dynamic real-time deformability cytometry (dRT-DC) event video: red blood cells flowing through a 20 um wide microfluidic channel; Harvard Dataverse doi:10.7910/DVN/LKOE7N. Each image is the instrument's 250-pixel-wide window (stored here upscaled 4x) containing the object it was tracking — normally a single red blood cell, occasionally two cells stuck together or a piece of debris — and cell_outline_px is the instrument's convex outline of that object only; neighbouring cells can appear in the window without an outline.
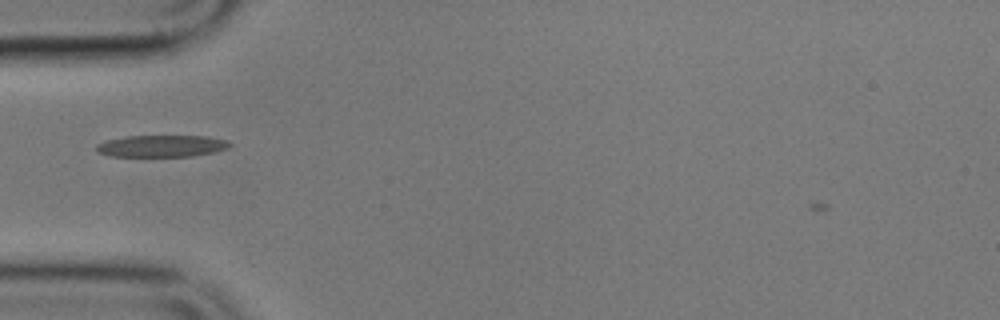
{"species": "common noctule bat (a hibernating species)", "species_latin": "Nyctalus noctula", "temperature_condition": "cold", "stored_images_in_passage": 40, "camera_frame_rate_fps": 3000, "um_per_image_px": 0.085, "animal": {"sex": "male", "body_mass_g": 17.9}, "frame": {"image": 1, "passage_image": 1, "time_ms": 0.0, "image_size_px": [1000, 320], "cell_outline_px": [[232, 144], [228, 148], [212, 152], [192, 156], [112, 156], [100, 152], [96, 148], [96, 144], [104, 140], [124, 136], [208, 136], [228, 140]], "centroid_in_image_um": [13.74, 12.4], "position_along_channel_um": 71.3, "area_um2": 16.94}}
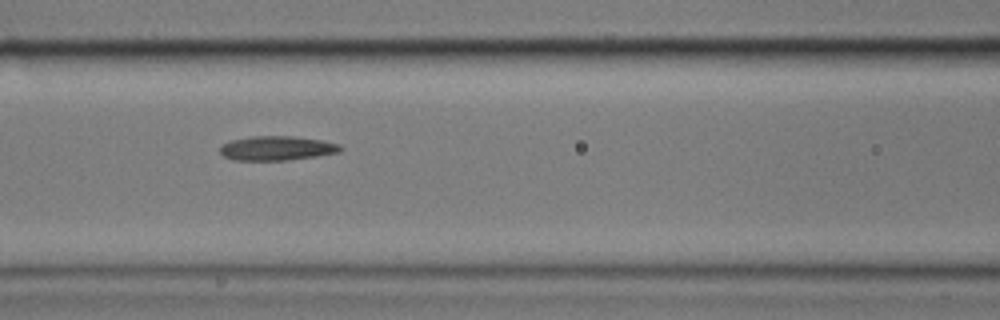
{"frame": {"image": 2, "passage_image": 7, "time_ms": 2.0, "image_size_px": [1000, 320], "cell_outline_px": [[344, 148], [340, 152], [316, 156], [288, 160], [232, 160], [224, 156], [220, 152], [220, 148], [228, 140], [252, 136], [292, 136], [320, 140], [340, 144]], "centroid_in_image_um": [23.53, 12.59], "position_along_channel_um": 143.1, "area_um2": 17.11}}
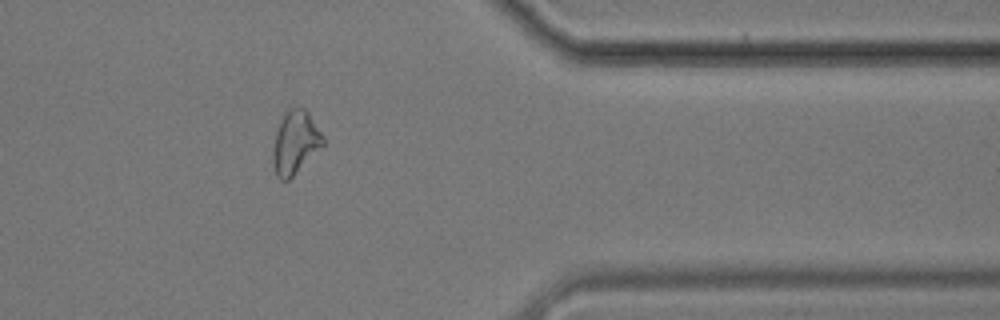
{"frame": {"image": 3, "passage_image": 29, "time_ms": 9.333, "image_size_px": [1000, 320], "cell_outline_px": [[324, 144], [288, 180], [280, 180], [276, 176], [272, 160], [272, 152], [276, 132], [284, 108], [304, 108], [308, 112], [324, 136]], "centroid_in_image_um": [25.07, 12.07], "position_along_channel_um": 386.3, "area_um2": 18.38}}